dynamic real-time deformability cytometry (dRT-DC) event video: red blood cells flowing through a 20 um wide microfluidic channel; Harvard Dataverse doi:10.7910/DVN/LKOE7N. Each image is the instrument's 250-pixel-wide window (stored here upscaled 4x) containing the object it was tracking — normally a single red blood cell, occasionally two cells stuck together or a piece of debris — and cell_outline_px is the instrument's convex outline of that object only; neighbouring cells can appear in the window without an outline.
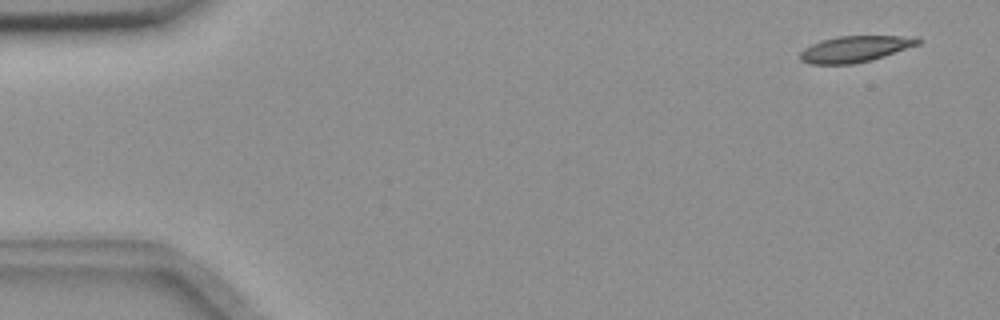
{"species": "common noctule bat (a hibernating species)", "species_latin": "Nyctalus noctula", "temperature_condition": "room temperature", "stored_images_in_passage": 13, "camera_frame_rate_fps": 3000, "um_per_image_px": 0.085, "animal": {"sex": "female", "body_mass_g": 18.4}, "frame": {"image": 1, "passage_image": 1, "time_ms": 0.0, "image_size_px": [1000, 320], "cell_outline_px": [[924, 40], [920, 44], [872, 60], [852, 64], [808, 64], [800, 60], [800, 52], [804, 48], [820, 40], [836, 36], [920, 36]], "centroid_in_image_um": [72.72, 4.15], "position_along_channel_um": 12.3, "area_um2": 18.26}}
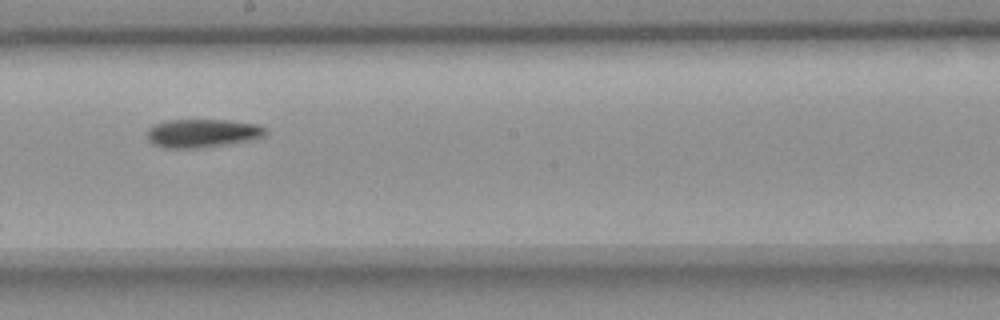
{"frame": {"image": 2, "passage_image": 8, "time_ms": 2.333, "image_size_px": [1000, 320], "cell_outline_px": [[268, 132], [264, 136], [252, 140], [232, 144], [196, 148], [164, 148], [152, 144], [148, 140], [148, 128], [152, 124], [168, 120], [224, 120], [260, 124], [268, 128]], "centroid_in_image_um": [17.24, 11.32], "position_along_channel_um": 231.0, "area_um2": 20.0}}
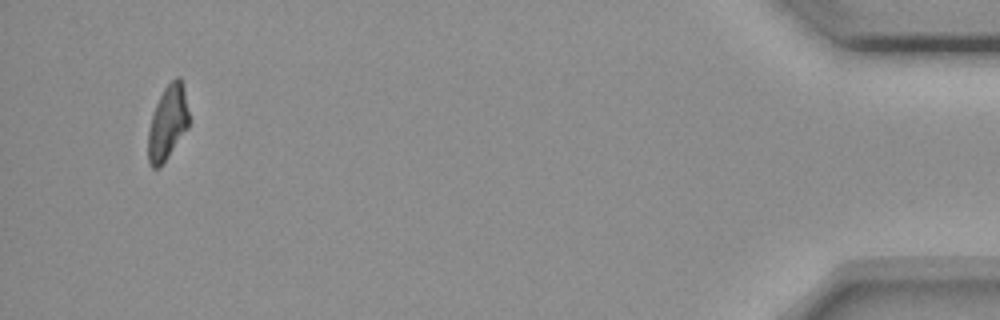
{"frame": {"image": 3, "passage_image": 13, "time_ms": 4.0, "image_size_px": [1000, 320], "cell_outline_px": [[188, 128], [160, 168], [152, 168], [148, 164], [148, 128], [152, 112], [164, 88], [176, 76], [180, 76], [184, 92], [188, 112]], "centroid_in_image_um": [14.22, 10.46], "position_along_channel_um": 421.0, "area_um2": 17.63}}